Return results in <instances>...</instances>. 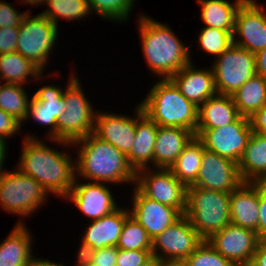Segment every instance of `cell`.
Listing matches in <instances>:
<instances>
[{
	"instance_id": "cell-2",
	"label": "cell",
	"mask_w": 266,
	"mask_h": 266,
	"mask_svg": "<svg viewBox=\"0 0 266 266\" xmlns=\"http://www.w3.org/2000/svg\"><path fill=\"white\" fill-rule=\"evenodd\" d=\"M139 15L137 29L147 67L156 77L169 79L193 60L192 45L187 46L167 24L143 13Z\"/></svg>"
},
{
	"instance_id": "cell-45",
	"label": "cell",
	"mask_w": 266,
	"mask_h": 266,
	"mask_svg": "<svg viewBox=\"0 0 266 266\" xmlns=\"http://www.w3.org/2000/svg\"><path fill=\"white\" fill-rule=\"evenodd\" d=\"M257 235L259 239H266V195L259 188V220Z\"/></svg>"
},
{
	"instance_id": "cell-10",
	"label": "cell",
	"mask_w": 266,
	"mask_h": 266,
	"mask_svg": "<svg viewBox=\"0 0 266 266\" xmlns=\"http://www.w3.org/2000/svg\"><path fill=\"white\" fill-rule=\"evenodd\" d=\"M135 186L148 198L186 211L187 187L169 169L145 168L136 172Z\"/></svg>"
},
{
	"instance_id": "cell-43",
	"label": "cell",
	"mask_w": 266,
	"mask_h": 266,
	"mask_svg": "<svg viewBox=\"0 0 266 266\" xmlns=\"http://www.w3.org/2000/svg\"><path fill=\"white\" fill-rule=\"evenodd\" d=\"M249 120L253 132L266 136V104L256 111Z\"/></svg>"
},
{
	"instance_id": "cell-24",
	"label": "cell",
	"mask_w": 266,
	"mask_h": 266,
	"mask_svg": "<svg viewBox=\"0 0 266 266\" xmlns=\"http://www.w3.org/2000/svg\"><path fill=\"white\" fill-rule=\"evenodd\" d=\"M195 134L180 127L158 126L153 168L169 169Z\"/></svg>"
},
{
	"instance_id": "cell-27",
	"label": "cell",
	"mask_w": 266,
	"mask_h": 266,
	"mask_svg": "<svg viewBox=\"0 0 266 266\" xmlns=\"http://www.w3.org/2000/svg\"><path fill=\"white\" fill-rule=\"evenodd\" d=\"M238 171L243 182L266 178V136L252 132L241 159Z\"/></svg>"
},
{
	"instance_id": "cell-32",
	"label": "cell",
	"mask_w": 266,
	"mask_h": 266,
	"mask_svg": "<svg viewBox=\"0 0 266 266\" xmlns=\"http://www.w3.org/2000/svg\"><path fill=\"white\" fill-rule=\"evenodd\" d=\"M25 88L20 84L0 83V109L10 114L22 125L27 117L31 100Z\"/></svg>"
},
{
	"instance_id": "cell-37",
	"label": "cell",
	"mask_w": 266,
	"mask_h": 266,
	"mask_svg": "<svg viewBox=\"0 0 266 266\" xmlns=\"http://www.w3.org/2000/svg\"><path fill=\"white\" fill-rule=\"evenodd\" d=\"M188 266H236L204 240L186 259Z\"/></svg>"
},
{
	"instance_id": "cell-31",
	"label": "cell",
	"mask_w": 266,
	"mask_h": 266,
	"mask_svg": "<svg viewBox=\"0 0 266 266\" xmlns=\"http://www.w3.org/2000/svg\"><path fill=\"white\" fill-rule=\"evenodd\" d=\"M235 106L241 116L250 118L266 104V80L254 75L233 95Z\"/></svg>"
},
{
	"instance_id": "cell-4",
	"label": "cell",
	"mask_w": 266,
	"mask_h": 266,
	"mask_svg": "<svg viewBox=\"0 0 266 266\" xmlns=\"http://www.w3.org/2000/svg\"><path fill=\"white\" fill-rule=\"evenodd\" d=\"M139 104L158 126L180 127L196 133L198 107L170 79H158Z\"/></svg>"
},
{
	"instance_id": "cell-1",
	"label": "cell",
	"mask_w": 266,
	"mask_h": 266,
	"mask_svg": "<svg viewBox=\"0 0 266 266\" xmlns=\"http://www.w3.org/2000/svg\"><path fill=\"white\" fill-rule=\"evenodd\" d=\"M27 133L23 136L17 168L22 174L31 176L39 182L49 194L64 199L71 191L75 179V160L72 155L48 146L38 136Z\"/></svg>"
},
{
	"instance_id": "cell-14",
	"label": "cell",
	"mask_w": 266,
	"mask_h": 266,
	"mask_svg": "<svg viewBox=\"0 0 266 266\" xmlns=\"http://www.w3.org/2000/svg\"><path fill=\"white\" fill-rule=\"evenodd\" d=\"M259 240L256 231L230 223L214 233L207 242L236 266H249Z\"/></svg>"
},
{
	"instance_id": "cell-21",
	"label": "cell",
	"mask_w": 266,
	"mask_h": 266,
	"mask_svg": "<svg viewBox=\"0 0 266 266\" xmlns=\"http://www.w3.org/2000/svg\"><path fill=\"white\" fill-rule=\"evenodd\" d=\"M135 107L136 134L127 160L137 172L140 169L153 168V152L158 125L143 112L140 104Z\"/></svg>"
},
{
	"instance_id": "cell-46",
	"label": "cell",
	"mask_w": 266,
	"mask_h": 266,
	"mask_svg": "<svg viewBox=\"0 0 266 266\" xmlns=\"http://www.w3.org/2000/svg\"><path fill=\"white\" fill-rule=\"evenodd\" d=\"M249 266H266V239H260Z\"/></svg>"
},
{
	"instance_id": "cell-36",
	"label": "cell",
	"mask_w": 266,
	"mask_h": 266,
	"mask_svg": "<svg viewBox=\"0 0 266 266\" xmlns=\"http://www.w3.org/2000/svg\"><path fill=\"white\" fill-rule=\"evenodd\" d=\"M198 37V48L208 55L211 54L214 59L233 44V35L230 32L207 26L202 28Z\"/></svg>"
},
{
	"instance_id": "cell-50",
	"label": "cell",
	"mask_w": 266,
	"mask_h": 266,
	"mask_svg": "<svg viewBox=\"0 0 266 266\" xmlns=\"http://www.w3.org/2000/svg\"><path fill=\"white\" fill-rule=\"evenodd\" d=\"M156 266H188L185 260H161L157 261Z\"/></svg>"
},
{
	"instance_id": "cell-51",
	"label": "cell",
	"mask_w": 266,
	"mask_h": 266,
	"mask_svg": "<svg viewBox=\"0 0 266 266\" xmlns=\"http://www.w3.org/2000/svg\"><path fill=\"white\" fill-rule=\"evenodd\" d=\"M20 5L21 4H28L29 6L32 7H38L39 5L43 6L44 4L46 5L47 0H20Z\"/></svg>"
},
{
	"instance_id": "cell-23",
	"label": "cell",
	"mask_w": 266,
	"mask_h": 266,
	"mask_svg": "<svg viewBox=\"0 0 266 266\" xmlns=\"http://www.w3.org/2000/svg\"><path fill=\"white\" fill-rule=\"evenodd\" d=\"M124 207L120 206L112 213L90 221L81 240L88 243L95 251L117 246L125 219L130 215V207Z\"/></svg>"
},
{
	"instance_id": "cell-18",
	"label": "cell",
	"mask_w": 266,
	"mask_h": 266,
	"mask_svg": "<svg viewBox=\"0 0 266 266\" xmlns=\"http://www.w3.org/2000/svg\"><path fill=\"white\" fill-rule=\"evenodd\" d=\"M133 188L130 215L142 225L151 239L183 216L178 209L146 197L135 185Z\"/></svg>"
},
{
	"instance_id": "cell-49",
	"label": "cell",
	"mask_w": 266,
	"mask_h": 266,
	"mask_svg": "<svg viewBox=\"0 0 266 266\" xmlns=\"http://www.w3.org/2000/svg\"><path fill=\"white\" fill-rule=\"evenodd\" d=\"M29 266H65L63 265V263H56L53 262L51 260H48L47 258H36V256L34 255L32 257V260L30 262Z\"/></svg>"
},
{
	"instance_id": "cell-19",
	"label": "cell",
	"mask_w": 266,
	"mask_h": 266,
	"mask_svg": "<svg viewBox=\"0 0 266 266\" xmlns=\"http://www.w3.org/2000/svg\"><path fill=\"white\" fill-rule=\"evenodd\" d=\"M134 116L97 110L93 134L112 144L126 156L130 153L136 134V108Z\"/></svg>"
},
{
	"instance_id": "cell-15",
	"label": "cell",
	"mask_w": 266,
	"mask_h": 266,
	"mask_svg": "<svg viewBox=\"0 0 266 266\" xmlns=\"http://www.w3.org/2000/svg\"><path fill=\"white\" fill-rule=\"evenodd\" d=\"M233 44L256 53L266 47V8L255 0H245L235 16Z\"/></svg>"
},
{
	"instance_id": "cell-11",
	"label": "cell",
	"mask_w": 266,
	"mask_h": 266,
	"mask_svg": "<svg viewBox=\"0 0 266 266\" xmlns=\"http://www.w3.org/2000/svg\"><path fill=\"white\" fill-rule=\"evenodd\" d=\"M248 117L240 116L235 122L223 127L196 130L204 148L238 164L252 133Z\"/></svg>"
},
{
	"instance_id": "cell-38",
	"label": "cell",
	"mask_w": 266,
	"mask_h": 266,
	"mask_svg": "<svg viewBox=\"0 0 266 266\" xmlns=\"http://www.w3.org/2000/svg\"><path fill=\"white\" fill-rule=\"evenodd\" d=\"M152 259V251L118 249L116 266H145Z\"/></svg>"
},
{
	"instance_id": "cell-30",
	"label": "cell",
	"mask_w": 266,
	"mask_h": 266,
	"mask_svg": "<svg viewBox=\"0 0 266 266\" xmlns=\"http://www.w3.org/2000/svg\"><path fill=\"white\" fill-rule=\"evenodd\" d=\"M204 149L203 142L194 136L169 168L186 187L192 186L196 182Z\"/></svg>"
},
{
	"instance_id": "cell-12",
	"label": "cell",
	"mask_w": 266,
	"mask_h": 266,
	"mask_svg": "<svg viewBox=\"0 0 266 266\" xmlns=\"http://www.w3.org/2000/svg\"><path fill=\"white\" fill-rule=\"evenodd\" d=\"M203 241L183 215L152 239V255L156 261L185 260Z\"/></svg>"
},
{
	"instance_id": "cell-9",
	"label": "cell",
	"mask_w": 266,
	"mask_h": 266,
	"mask_svg": "<svg viewBox=\"0 0 266 266\" xmlns=\"http://www.w3.org/2000/svg\"><path fill=\"white\" fill-rule=\"evenodd\" d=\"M211 64L217 94L233 95L256 75L255 53L232 44Z\"/></svg>"
},
{
	"instance_id": "cell-8",
	"label": "cell",
	"mask_w": 266,
	"mask_h": 266,
	"mask_svg": "<svg viewBox=\"0 0 266 266\" xmlns=\"http://www.w3.org/2000/svg\"><path fill=\"white\" fill-rule=\"evenodd\" d=\"M28 11L19 26V36L16 51L23 57L31 60L43 72L50 63V55L54 47H57L59 30L58 27L46 16L39 13L31 16Z\"/></svg>"
},
{
	"instance_id": "cell-42",
	"label": "cell",
	"mask_w": 266,
	"mask_h": 266,
	"mask_svg": "<svg viewBox=\"0 0 266 266\" xmlns=\"http://www.w3.org/2000/svg\"><path fill=\"white\" fill-rule=\"evenodd\" d=\"M118 248L116 246L96 250L90 266H116Z\"/></svg>"
},
{
	"instance_id": "cell-20",
	"label": "cell",
	"mask_w": 266,
	"mask_h": 266,
	"mask_svg": "<svg viewBox=\"0 0 266 266\" xmlns=\"http://www.w3.org/2000/svg\"><path fill=\"white\" fill-rule=\"evenodd\" d=\"M179 91L198 108L217 94L214 73L210 68H196L193 61L169 78Z\"/></svg>"
},
{
	"instance_id": "cell-29",
	"label": "cell",
	"mask_w": 266,
	"mask_h": 266,
	"mask_svg": "<svg viewBox=\"0 0 266 266\" xmlns=\"http://www.w3.org/2000/svg\"><path fill=\"white\" fill-rule=\"evenodd\" d=\"M42 73L44 72L37 65L17 51L0 54V80L3 79L2 82L5 80L6 83L25 86L30 81L29 77L37 82L43 80Z\"/></svg>"
},
{
	"instance_id": "cell-34",
	"label": "cell",
	"mask_w": 266,
	"mask_h": 266,
	"mask_svg": "<svg viewBox=\"0 0 266 266\" xmlns=\"http://www.w3.org/2000/svg\"><path fill=\"white\" fill-rule=\"evenodd\" d=\"M116 247L121 250L152 251V239L142 225L129 215L125 219Z\"/></svg>"
},
{
	"instance_id": "cell-52",
	"label": "cell",
	"mask_w": 266,
	"mask_h": 266,
	"mask_svg": "<svg viewBox=\"0 0 266 266\" xmlns=\"http://www.w3.org/2000/svg\"><path fill=\"white\" fill-rule=\"evenodd\" d=\"M261 191L266 195V178L256 182Z\"/></svg>"
},
{
	"instance_id": "cell-22",
	"label": "cell",
	"mask_w": 266,
	"mask_h": 266,
	"mask_svg": "<svg viewBox=\"0 0 266 266\" xmlns=\"http://www.w3.org/2000/svg\"><path fill=\"white\" fill-rule=\"evenodd\" d=\"M231 224L257 232L259 220V186L242 182L230 193Z\"/></svg>"
},
{
	"instance_id": "cell-28",
	"label": "cell",
	"mask_w": 266,
	"mask_h": 266,
	"mask_svg": "<svg viewBox=\"0 0 266 266\" xmlns=\"http://www.w3.org/2000/svg\"><path fill=\"white\" fill-rule=\"evenodd\" d=\"M245 0H197L201 7L200 19L207 27L230 32L235 31V16L238 8Z\"/></svg>"
},
{
	"instance_id": "cell-7",
	"label": "cell",
	"mask_w": 266,
	"mask_h": 266,
	"mask_svg": "<svg viewBox=\"0 0 266 266\" xmlns=\"http://www.w3.org/2000/svg\"><path fill=\"white\" fill-rule=\"evenodd\" d=\"M48 195L39 182L17 168L0 173V207L9 214L30 217L48 202Z\"/></svg>"
},
{
	"instance_id": "cell-17",
	"label": "cell",
	"mask_w": 266,
	"mask_h": 266,
	"mask_svg": "<svg viewBox=\"0 0 266 266\" xmlns=\"http://www.w3.org/2000/svg\"><path fill=\"white\" fill-rule=\"evenodd\" d=\"M242 182L236 162L207 149L203 150L201 168L192 186L231 193Z\"/></svg>"
},
{
	"instance_id": "cell-44",
	"label": "cell",
	"mask_w": 266,
	"mask_h": 266,
	"mask_svg": "<svg viewBox=\"0 0 266 266\" xmlns=\"http://www.w3.org/2000/svg\"><path fill=\"white\" fill-rule=\"evenodd\" d=\"M80 240V247L77 250V259L75 262V266H90L92 258L94 256L95 250L83 240Z\"/></svg>"
},
{
	"instance_id": "cell-25",
	"label": "cell",
	"mask_w": 266,
	"mask_h": 266,
	"mask_svg": "<svg viewBox=\"0 0 266 266\" xmlns=\"http://www.w3.org/2000/svg\"><path fill=\"white\" fill-rule=\"evenodd\" d=\"M33 242L31 231L19 219L0 243V266H29L34 256Z\"/></svg>"
},
{
	"instance_id": "cell-39",
	"label": "cell",
	"mask_w": 266,
	"mask_h": 266,
	"mask_svg": "<svg viewBox=\"0 0 266 266\" xmlns=\"http://www.w3.org/2000/svg\"><path fill=\"white\" fill-rule=\"evenodd\" d=\"M7 1L0 0V28L19 27L27 11L21 13Z\"/></svg>"
},
{
	"instance_id": "cell-40",
	"label": "cell",
	"mask_w": 266,
	"mask_h": 266,
	"mask_svg": "<svg viewBox=\"0 0 266 266\" xmlns=\"http://www.w3.org/2000/svg\"><path fill=\"white\" fill-rule=\"evenodd\" d=\"M19 27L0 28V54L16 51Z\"/></svg>"
},
{
	"instance_id": "cell-16",
	"label": "cell",
	"mask_w": 266,
	"mask_h": 266,
	"mask_svg": "<svg viewBox=\"0 0 266 266\" xmlns=\"http://www.w3.org/2000/svg\"><path fill=\"white\" fill-rule=\"evenodd\" d=\"M115 198L107 184L89 181L86 183L76 178L70 193L63 200L70 201L80 213L94 221L120 207Z\"/></svg>"
},
{
	"instance_id": "cell-41",
	"label": "cell",
	"mask_w": 266,
	"mask_h": 266,
	"mask_svg": "<svg viewBox=\"0 0 266 266\" xmlns=\"http://www.w3.org/2000/svg\"><path fill=\"white\" fill-rule=\"evenodd\" d=\"M22 127L19 121L0 109V138L5 140L12 138L23 130Z\"/></svg>"
},
{
	"instance_id": "cell-13",
	"label": "cell",
	"mask_w": 266,
	"mask_h": 266,
	"mask_svg": "<svg viewBox=\"0 0 266 266\" xmlns=\"http://www.w3.org/2000/svg\"><path fill=\"white\" fill-rule=\"evenodd\" d=\"M64 89L65 87L56 84H42L31 96L25 121L31 119L34 124L36 122L39 125L46 126L49 131L45 136H47L49 142L69 147L72 146V143L57 140V119L60 114L65 112Z\"/></svg>"
},
{
	"instance_id": "cell-47",
	"label": "cell",
	"mask_w": 266,
	"mask_h": 266,
	"mask_svg": "<svg viewBox=\"0 0 266 266\" xmlns=\"http://www.w3.org/2000/svg\"><path fill=\"white\" fill-rule=\"evenodd\" d=\"M256 74L266 80V47L255 53Z\"/></svg>"
},
{
	"instance_id": "cell-33",
	"label": "cell",
	"mask_w": 266,
	"mask_h": 266,
	"mask_svg": "<svg viewBox=\"0 0 266 266\" xmlns=\"http://www.w3.org/2000/svg\"><path fill=\"white\" fill-rule=\"evenodd\" d=\"M47 8L41 12L57 27L59 19L81 21L91 15L92 10L88 0H47Z\"/></svg>"
},
{
	"instance_id": "cell-53",
	"label": "cell",
	"mask_w": 266,
	"mask_h": 266,
	"mask_svg": "<svg viewBox=\"0 0 266 266\" xmlns=\"http://www.w3.org/2000/svg\"><path fill=\"white\" fill-rule=\"evenodd\" d=\"M157 261L153 258L147 265L145 266H156Z\"/></svg>"
},
{
	"instance_id": "cell-6",
	"label": "cell",
	"mask_w": 266,
	"mask_h": 266,
	"mask_svg": "<svg viewBox=\"0 0 266 266\" xmlns=\"http://www.w3.org/2000/svg\"><path fill=\"white\" fill-rule=\"evenodd\" d=\"M74 73L63 91L65 112L57 119V140L73 143L93 133L96 117V109L88 100L80 79Z\"/></svg>"
},
{
	"instance_id": "cell-5",
	"label": "cell",
	"mask_w": 266,
	"mask_h": 266,
	"mask_svg": "<svg viewBox=\"0 0 266 266\" xmlns=\"http://www.w3.org/2000/svg\"><path fill=\"white\" fill-rule=\"evenodd\" d=\"M184 215L198 235L208 240L231 223L230 193L189 186Z\"/></svg>"
},
{
	"instance_id": "cell-3",
	"label": "cell",
	"mask_w": 266,
	"mask_h": 266,
	"mask_svg": "<svg viewBox=\"0 0 266 266\" xmlns=\"http://www.w3.org/2000/svg\"><path fill=\"white\" fill-rule=\"evenodd\" d=\"M77 147L76 178L84 181L135 185L136 172L130 166L127 156L95 136L93 133L72 143Z\"/></svg>"
},
{
	"instance_id": "cell-48",
	"label": "cell",
	"mask_w": 266,
	"mask_h": 266,
	"mask_svg": "<svg viewBox=\"0 0 266 266\" xmlns=\"http://www.w3.org/2000/svg\"><path fill=\"white\" fill-rule=\"evenodd\" d=\"M6 141L7 140L0 138V173L5 170V168H4L5 161H6V158L8 156L7 153L9 152L8 151L9 146H7L8 142H6Z\"/></svg>"
},
{
	"instance_id": "cell-35",
	"label": "cell",
	"mask_w": 266,
	"mask_h": 266,
	"mask_svg": "<svg viewBox=\"0 0 266 266\" xmlns=\"http://www.w3.org/2000/svg\"><path fill=\"white\" fill-rule=\"evenodd\" d=\"M136 0H88L92 12L102 20L125 23L130 20Z\"/></svg>"
},
{
	"instance_id": "cell-26",
	"label": "cell",
	"mask_w": 266,
	"mask_h": 266,
	"mask_svg": "<svg viewBox=\"0 0 266 266\" xmlns=\"http://www.w3.org/2000/svg\"><path fill=\"white\" fill-rule=\"evenodd\" d=\"M241 115L231 95L216 94L198 108L196 130H209L235 122Z\"/></svg>"
}]
</instances>
